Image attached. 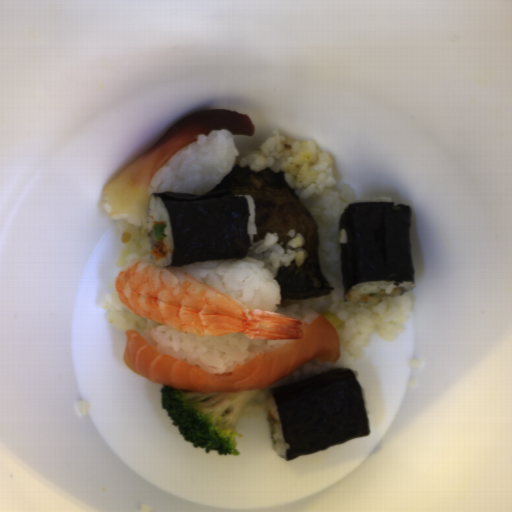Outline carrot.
<instances>
[{
  "label": "carrot",
  "mask_w": 512,
  "mask_h": 512,
  "mask_svg": "<svg viewBox=\"0 0 512 512\" xmlns=\"http://www.w3.org/2000/svg\"><path fill=\"white\" fill-rule=\"evenodd\" d=\"M168 252L167 246L164 241L156 240L155 246L152 249V255L155 257L156 261L161 260L166 257Z\"/></svg>",
  "instance_id": "carrot-1"
},
{
  "label": "carrot",
  "mask_w": 512,
  "mask_h": 512,
  "mask_svg": "<svg viewBox=\"0 0 512 512\" xmlns=\"http://www.w3.org/2000/svg\"><path fill=\"white\" fill-rule=\"evenodd\" d=\"M361 298H362V301H364V302L368 303V301H369V295H368V294H365V295H364L363 297H361Z\"/></svg>",
  "instance_id": "carrot-2"
},
{
  "label": "carrot",
  "mask_w": 512,
  "mask_h": 512,
  "mask_svg": "<svg viewBox=\"0 0 512 512\" xmlns=\"http://www.w3.org/2000/svg\"><path fill=\"white\" fill-rule=\"evenodd\" d=\"M165 223H166L165 221H155V222H154V224H164V225H165ZM154 224H153V225H154Z\"/></svg>",
  "instance_id": "carrot-3"
},
{
  "label": "carrot",
  "mask_w": 512,
  "mask_h": 512,
  "mask_svg": "<svg viewBox=\"0 0 512 512\" xmlns=\"http://www.w3.org/2000/svg\"><path fill=\"white\" fill-rule=\"evenodd\" d=\"M268 415H269V417H272V418H273V417H274V412H272V411L270 410V411L268 412Z\"/></svg>",
  "instance_id": "carrot-4"
}]
</instances>
